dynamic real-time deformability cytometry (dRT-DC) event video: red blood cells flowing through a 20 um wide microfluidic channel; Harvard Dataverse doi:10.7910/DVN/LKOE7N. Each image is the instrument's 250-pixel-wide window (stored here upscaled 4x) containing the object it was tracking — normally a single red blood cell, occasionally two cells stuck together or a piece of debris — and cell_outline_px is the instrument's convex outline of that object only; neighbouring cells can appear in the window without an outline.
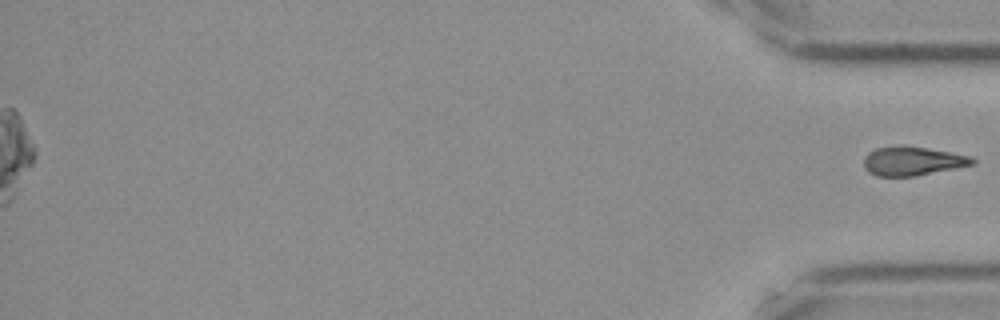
{"species": "Egyptian fruit bat (a non-hibernating species)", "species_latin": "Rousettus aegyptiacus", "temperature_condition": "cold", "stored_images_in_passage": 56, "segment_of_instrument_passage": [2, 2], "camera_frame_rate_fps": 3000, "um_per_image_px": 0.085, "frame": {"image": 1, "passage_image": 56, "time_ms": 18.333, "image_size_px": [1000, 320], "cell_outline_px": [[976, 160], [972, 164], [916, 176], [876, 176], [868, 172], [864, 168], [864, 156], [868, 152], [876, 148], [904, 144], [928, 148], [968, 156]], "centroid_in_image_um": [77.47, 13.68], "position_along_channel_um": 357.7, "area_um2": 18.26}}